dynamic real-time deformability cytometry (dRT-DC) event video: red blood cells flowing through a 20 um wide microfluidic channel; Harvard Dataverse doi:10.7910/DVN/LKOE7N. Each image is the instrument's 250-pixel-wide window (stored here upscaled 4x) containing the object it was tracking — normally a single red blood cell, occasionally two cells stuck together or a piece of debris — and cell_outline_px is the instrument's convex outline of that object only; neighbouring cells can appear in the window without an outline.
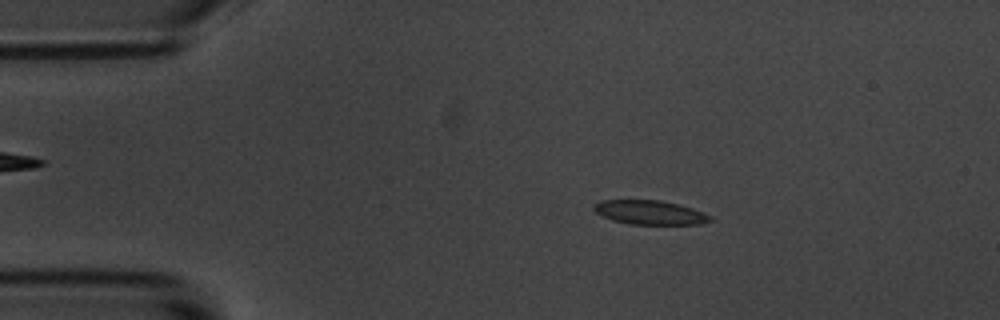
{"species": "common noctule bat (a hibernating species)", "species_latin": "Nyctalus noctula", "temperature_condition": "room temperature", "stored_images_in_passage": 55, "camera_frame_rate_fps": 3000, "um_per_image_px": 0.085, "animal": {"sex": "male", "body_mass_g": 20.1, "forearm_length_mm": 53.5}, "frame": {"image": 1, "passage_image": 8, "time_ms": 2.333, "image_size_px": [1000, 320], "cell_outline_px": [[712, 220], [700, 224], [632, 224], [612, 220], [596, 212], [592, 208], [592, 204], [600, 200], [660, 200], [680, 204], [692, 208], [712, 216]], "centroid_in_image_um": [55.23, 18.05], "position_along_channel_um": 29.8, "area_um2": 16.36}}
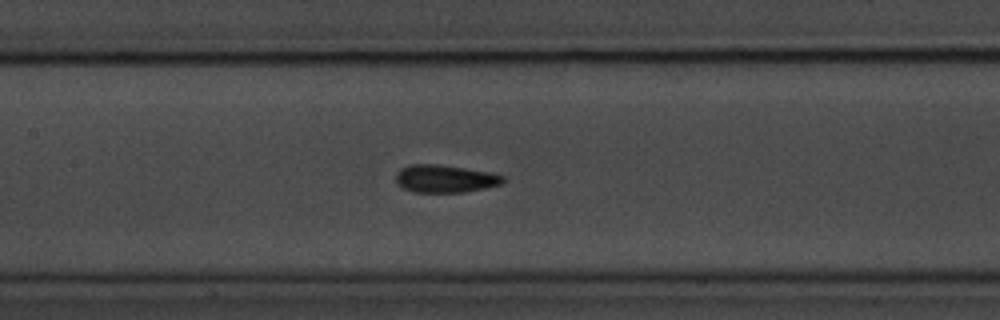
{"frame": {"image": 2, "passage_image": 24, "time_ms": 7.667, "image_size_px": [1000, 320], "cell_outline_px": [[504, 180], [500, 184], [484, 188], [464, 192], [416, 192], [404, 188], [396, 184], [396, 172], [400, 168], [408, 164], [436, 164], [464, 168], [488, 172], [504, 176]], "centroid_in_image_um": [37.77, 15.18], "position_along_channel_um": 169.6, "area_um2": 17.17}}
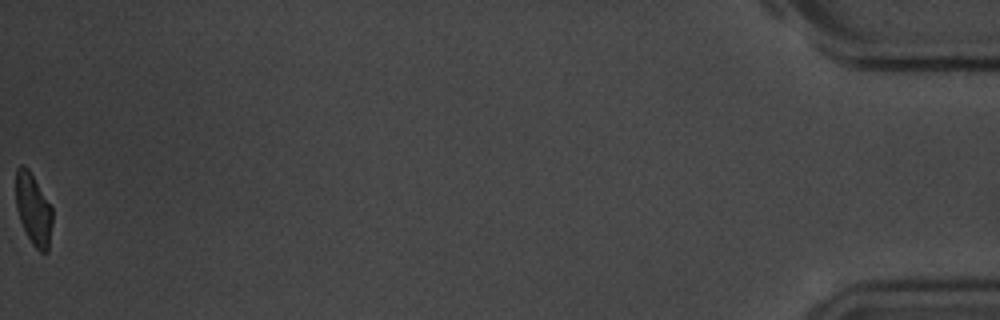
{"frame": {"image": 3, "passage_image": 55, "time_ms": 18.0, "image_size_px": [1000, 320], "cell_outline_px": [[52, 224], [48, 252], [40, 252], [32, 244], [20, 220], [16, 208], [16, 168], [20, 164], [24, 164], [28, 168], [52, 208]], "centroid_in_image_um": [2.83, 17.79], "position_along_channel_um": 432.4, "area_um2": 15.14}, "authors_computed_cell_mechanics": {"area_um2": 16.762, "velocity_mm_per_s": 3.5239, "shape_relaxation_time_tau1_ms": 2.9466, "shape_relaxation_time_tau2_ms": 1.5279, "deformation_change_tau1": 0.103, "deformation_change_tau2": 0.0685}}